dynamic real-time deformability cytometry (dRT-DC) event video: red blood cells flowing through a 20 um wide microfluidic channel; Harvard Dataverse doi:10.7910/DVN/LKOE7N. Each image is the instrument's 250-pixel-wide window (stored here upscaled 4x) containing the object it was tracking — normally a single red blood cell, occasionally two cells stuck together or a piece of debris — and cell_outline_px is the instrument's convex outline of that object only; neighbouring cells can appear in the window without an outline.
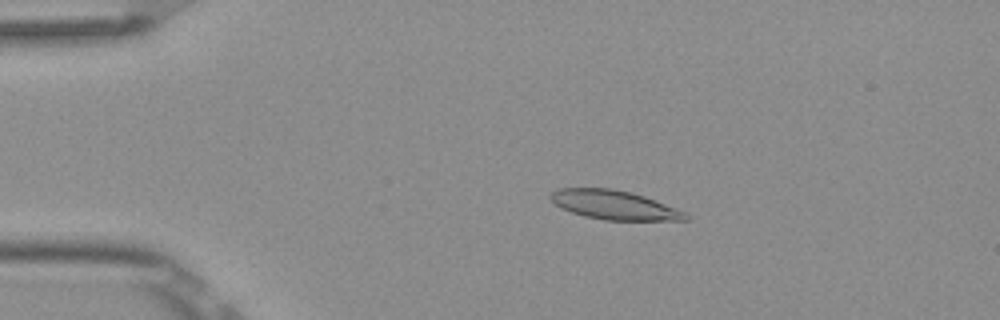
{"species": "Egyptian fruit bat (a non-hibernating species)", "species_latin": "Rousettus aegyptiacus", "temperature_condition": "room temperature", "stored_images_in_passage": 3, "camera_frame_rate_fps": 3000, "um_per_image_px": 0.085, "frame": {"image": 1, "passage_image": 2, "time_ms": 0.333, "image_size_px": [1000, 320], "cell_outline_px": [[688, 220], [604, 220], [584, 216], [560, 208], [548, 196], [556, 188], [612, 188], [632, 192], [644, 196], [688, 212]], "centroid_in_image_um": [52.22, 17.42], "position_along_channel_um": 32.8, "area_um2": 23.0}}